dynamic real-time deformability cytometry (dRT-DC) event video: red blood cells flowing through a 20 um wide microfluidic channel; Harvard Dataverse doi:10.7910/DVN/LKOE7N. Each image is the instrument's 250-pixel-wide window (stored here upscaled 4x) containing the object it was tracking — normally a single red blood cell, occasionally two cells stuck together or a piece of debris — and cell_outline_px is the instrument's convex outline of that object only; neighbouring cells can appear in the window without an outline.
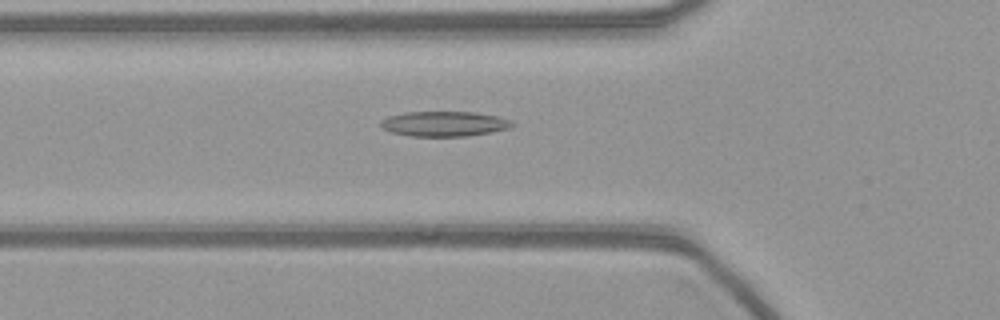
{"species": "common noctule bat (a hibernating species)", "species_latin": "Nyctalus noctula", "temperature_condition": "warm", "stored_images_in_passage": 54, "camera_frame_rate_fps": 3000, "um_per_image_px": 0.085, "animal": {"sex": "female", "body_mass_g": 21.9}, "frame": {"image": 1, "passage_image": 18, "time_ms": 5.667, "image_size_px": [1000, 320], "cell_outline_px": [[516, 124], [508, 128], [492, 132], [464, 136], [408, 136], [392, 132], [384, 128], [380, 124], [380, 120], [388, 116], [404, 112], [472, 112], [500, 116], [512, 120]], "centroid_in_image_um": [37.78, 10.52], "position_along_channel_um": 88.0, "area_um2": 19.25}}
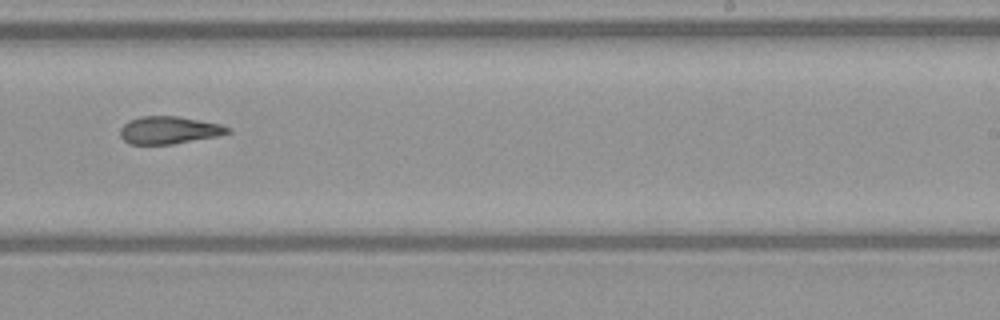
{"frame": {"image": 2, "passage_image": 33, "time_ms": 10.667, "image_size_px": [1000, 320], "cell_outline_px": [[232, 132], [216, 136], [172, 144], [128, 144], [120, 136], [120, 128], [128, 120], [140, 116], [176, 116], [200, 120], [220, 124], [232, 128]], "centroid_in_image_um": [14.35, 11.05], "position_along_channel_um": 274.6, "area_um2": 17.28}}
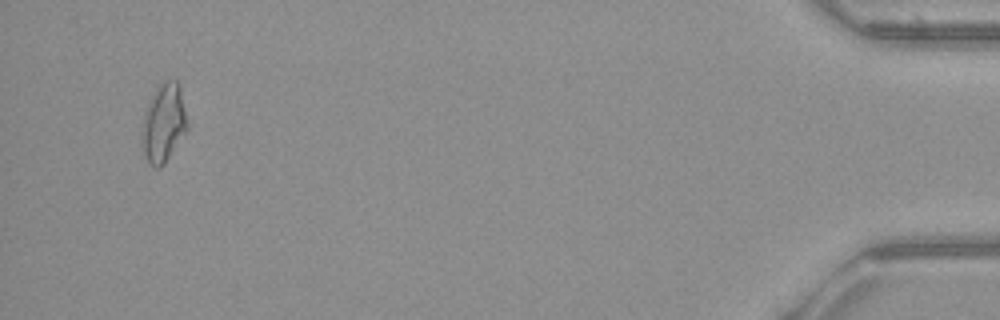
{"frame": {"image": 3, "passage_image": 52, "time_ms": 17.0, "image_size_px": [1000, 320], "cell_outline_px": [[188, 128], [164, 164], [160, 168], [152, 168], [148, 164], [140, 148], [140, 132], [144, 112], [152, 92], [164, 80], [176, 80], [180, 88], [188, 124]], "centroid_in_image_um": [13.84, 10.5], "position_along_channel_um": 421.4, "area_um2": 21.27}}